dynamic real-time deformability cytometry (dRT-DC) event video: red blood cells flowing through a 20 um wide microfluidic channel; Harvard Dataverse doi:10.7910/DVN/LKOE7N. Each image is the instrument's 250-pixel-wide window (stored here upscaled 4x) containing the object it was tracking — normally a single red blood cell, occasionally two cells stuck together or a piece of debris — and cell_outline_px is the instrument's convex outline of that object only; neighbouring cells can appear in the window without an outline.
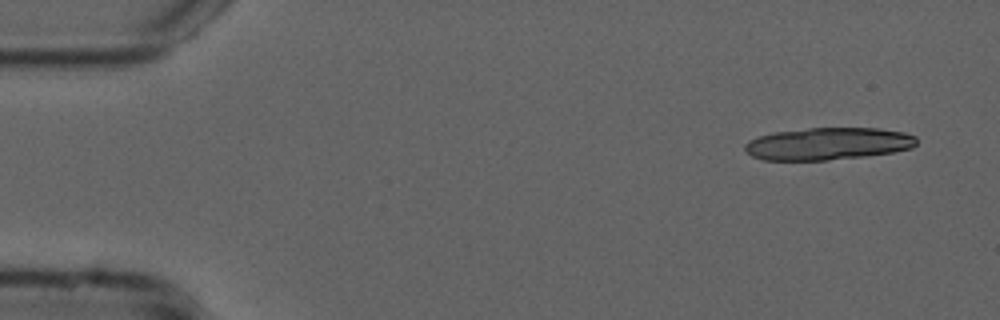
{"species": "common noctule bat (a hibernating species)", "species_latin": "Nyctalus noctula", "temperature_condition": "cold", "stored_images_in_passage": 17, "camera_frame_rate_fps": 3000, "um_per_image_px": 0.085, "animal": {"sex": "male", "forearm_length_mm": 52.5}, "frame": {"image": 1, "passage_image": 3, "time_ms": 0.667, "image_size_px": [1000, 320], "cell_outline_px": [[916, 144], [912, 148], [892, 152], [864, 156], [828, 160], [764, 160], [752, 156], [744, 148], [744, 144], [748, 140], [760, 136], [776, 132], [808, 128], [880, 128], [904, 132], [916, 136]], "centroid_in_image_um": [70.39, 12.21], "position_along_channel_um": 14.6, "area_um2": 32.25}}